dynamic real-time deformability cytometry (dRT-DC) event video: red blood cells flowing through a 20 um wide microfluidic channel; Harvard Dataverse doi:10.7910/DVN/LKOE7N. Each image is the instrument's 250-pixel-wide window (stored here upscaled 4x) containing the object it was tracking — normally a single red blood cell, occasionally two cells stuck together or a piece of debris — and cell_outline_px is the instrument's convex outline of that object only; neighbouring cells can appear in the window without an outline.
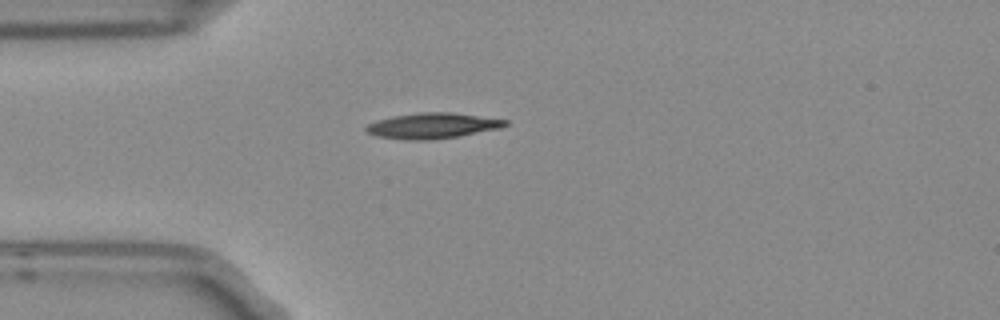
{"species": "Egyptian fruit bat (a non-hibernating species)", "species_latin": "Rousettus aegyptiacus", "temperature_condition": "room temperature", "stored_images_in_passage": 2, "camera_frame_rate_fps": 3000, "um_per_image_px": 0.085, "frame": {"image": 1, "passage_image": 1, "time_ms": 0.0, "image_size_px": [1000, 320], "cell_outline_px": [[508, 124], [500, 128], [460, 136], [428, 140], [412, 140], [376, 136], [368, 132], [364, 128], [368, 124], [376, 120], [392, 116], [420, 112], [452, 112], [508, 120]], "centroid_in_image_um": [36.76, 10.68], "position_along_channel_um": 48.2, "area_um2": 20.69}}